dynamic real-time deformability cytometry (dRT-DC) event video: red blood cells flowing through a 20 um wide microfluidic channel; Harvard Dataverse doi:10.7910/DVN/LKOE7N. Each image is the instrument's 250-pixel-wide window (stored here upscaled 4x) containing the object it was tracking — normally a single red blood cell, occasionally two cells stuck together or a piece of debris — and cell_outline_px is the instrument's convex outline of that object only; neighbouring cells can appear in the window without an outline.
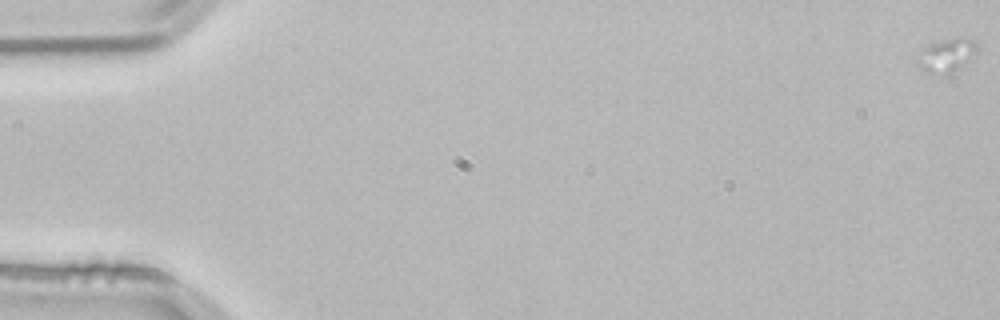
{"species": "common noctule bat (a hibernating species)", "species_latin": "Nyctalus noctula", "temperature_condition": "room temperature", "stored_images_in_passage": 19, "camera_frame_rate_fps": 3000, "um_per_image_px": 0.085, "animal": {"sex": "male", "body_mass_g": 21.5, "forearm_length_mm": 52.0}, "frame": {"image": 1, "passage_image": 1, "time_ms": 0.0, "image_size_px": [1000, 320], "cell_outline_px": [[976, 48], [968, 60], [952, 76], [948, 76], [928, 72], [920, 68], [916, 64], [916, 60], [920, 48], [944, 40], [960, 36], [972, 40], [976, 44]], "centroid_in_image_um": [80.39, 4.74], "position_along_channel_um": 4.6, "area_um2": 11.73}}